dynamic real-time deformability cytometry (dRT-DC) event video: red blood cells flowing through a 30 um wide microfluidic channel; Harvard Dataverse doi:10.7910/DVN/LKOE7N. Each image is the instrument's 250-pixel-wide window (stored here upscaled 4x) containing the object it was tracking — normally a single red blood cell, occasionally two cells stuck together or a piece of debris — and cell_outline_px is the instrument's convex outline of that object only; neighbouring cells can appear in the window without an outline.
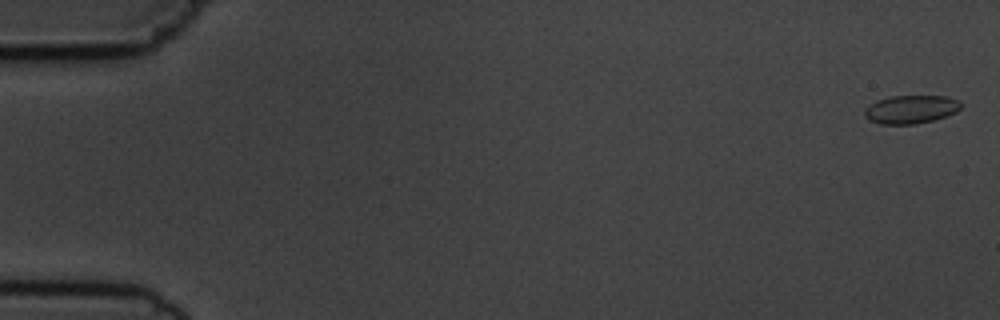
{"species": "common noctule bat (a hibernating species)", "species_latin": "Nyctalus noctula", "temperature_condition": "cold", "stored_images_in_passage": 6, "camera_frame_rate_fps": 3000, "um_per_image_px": 0.085, "animal": {"sex": "male", "body_mass_g": 19.5, "forearm_length_mm": 54.6}, "frame": {"image": 1, "passage_image": 1, "time_ms": 0.0, "image_size_px": [1000, 320], "cell_outline_px": [[964, 104], [956, 112], [948, 116], [916, 124], [880, 124], [868, 120], [864, 116], [864, 108], [876, 100], [892, 96], [948, 96], [960, 100]], "centroid_in_image_um": [77.44, 9.29], "position_along_channel_um": 7.6, "area_um2": 16.18}}
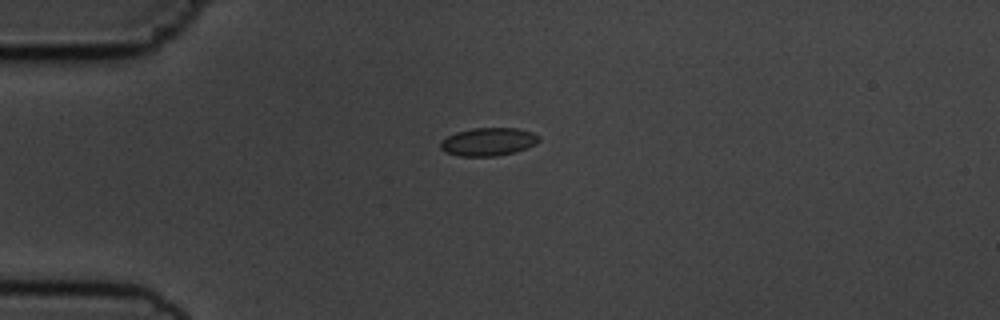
{"frame": {"image": 2, "passage_image": 4, "time_ms": 4.333, "image_size_px": [1000, 320], "cell_outline_px": [[540, 140], [536, 144], [528, 148], [516, 152], [496, 156], [460, 156], [444, 152], [440, 148], [440, 140], [456, 132], [472, 128], [516, 128], [532, 132], [540, 136]], "centroid_in_image_um": [41.51, 12.05], "position_along_channel_um": 43.5, "area_um2": 16.3}}
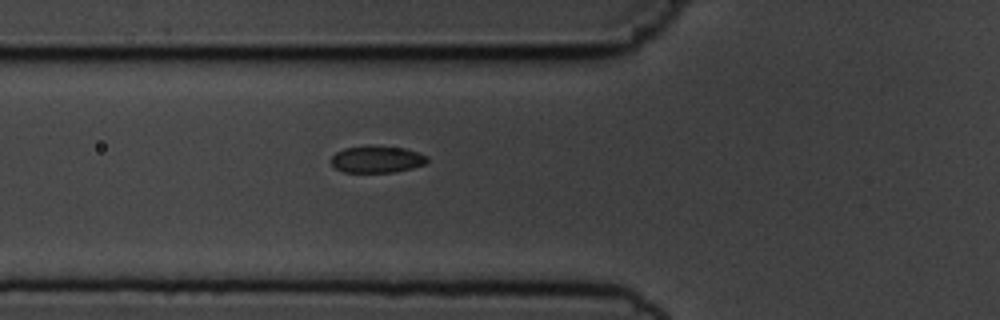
{"frame": {"image": 3, "passage_image": 6, "time_ms": 6.333, "image_size_px": [1000, 320], "cell_outline_px": [[428, 160], [424, 164], [412, 168], [392, 172], [344, 172], [336, 168], [332, 164], [332, 156], [336, 152], [344, 148], [368, 144], [404, 148], [428, 156]], "centroid_in_image_um": [32.02, 13.52], "position_along_channel_um": 93.8, "area_um2": 15.14}}